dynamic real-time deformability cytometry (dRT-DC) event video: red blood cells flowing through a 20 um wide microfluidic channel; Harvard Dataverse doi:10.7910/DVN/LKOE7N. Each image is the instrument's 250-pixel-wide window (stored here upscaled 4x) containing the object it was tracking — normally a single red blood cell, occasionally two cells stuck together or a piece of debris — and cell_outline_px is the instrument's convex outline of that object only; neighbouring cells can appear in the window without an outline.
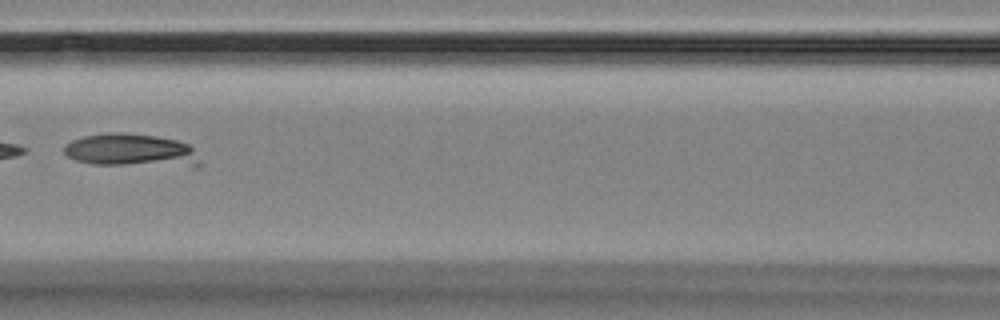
{"species": "Egyptian fruit bat (a non-hibernating species)", "species_latin": "Rousettus aegyptiacus", "temperature_condition": "room temperature", "stored_images_in_passage": 8, "camera_frame_rate_fps": 3000, "um_per_image_px": 0.085, "animal": {"sex": "female"}, "frame": {"image": 1, "passage_image": 4, "time_ms": 4.333, "image_size_px": [1000, 320], "cell_outline_px": [[200, 168], [196, 168], [92, 164], [76, 160], [68, 156], [64, 152], [64, 144], [72, 140], [84, 136], [108, 132], [124, 132], [156, 136], [176, 140], [188, 144], [192, 148], [200, 164]], "centroid_in_image_um": [11.19, 12.81], "position_along_channel_um": 155.4, "area_um2": 26.76}}
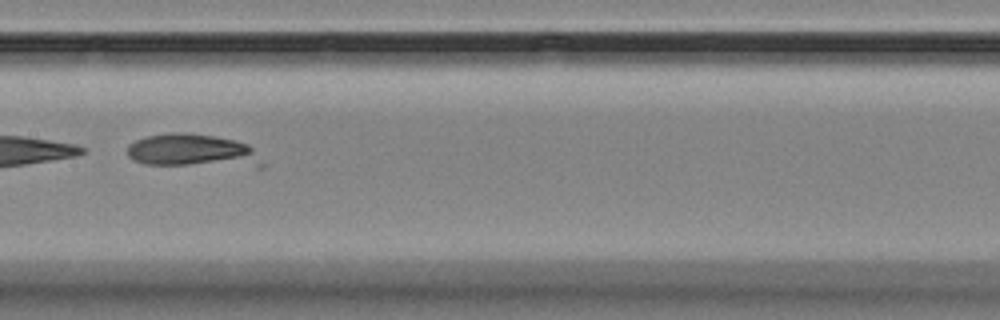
{"frame": {"image": 2, "passage_image": 5, "time_ms": 5.333, "image_size_px": [1000, 320], "cell_outline_px": [[264, 168], [256, 168], [144, 164], [132, 160], [128, 156], [128, 144], [144, 136], [172, 132], [180, 132], [212, 136], [236, 140], [248, 144], [252, 148], [264, 164]], "centroid_in_image_um": [16.41, 12.85], "position_along_channel_um": 191.0, "area_um2": 26.76}}
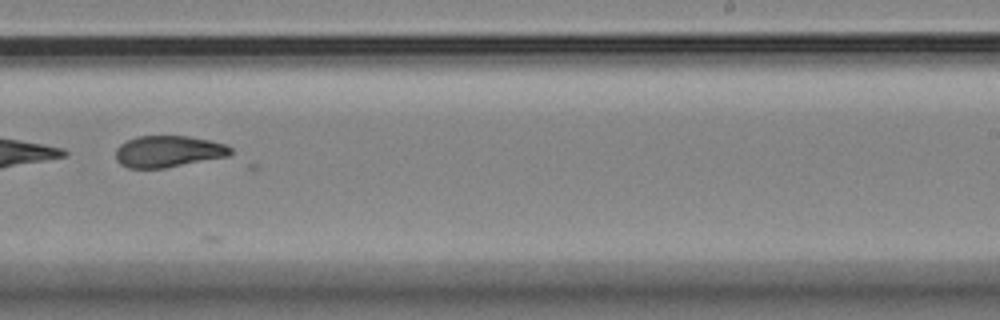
{"frame": {"image": 3, "passage_image": 7, "time_ms": 7.667, "image_size_px": [1000, 320], "cell_outline_px": [[232, 152], [228, 156], [164, 168], [128, 168], [120, 164], [116, 160], [116, 148], [120, 144], [136, 136], [188, 136], [208, 140], [224, 144], [232, 148]], "centroid_in_image_um": [14.27, 12.87], "position_along_channel_um": 274.7, "area_um2": 21.04}}